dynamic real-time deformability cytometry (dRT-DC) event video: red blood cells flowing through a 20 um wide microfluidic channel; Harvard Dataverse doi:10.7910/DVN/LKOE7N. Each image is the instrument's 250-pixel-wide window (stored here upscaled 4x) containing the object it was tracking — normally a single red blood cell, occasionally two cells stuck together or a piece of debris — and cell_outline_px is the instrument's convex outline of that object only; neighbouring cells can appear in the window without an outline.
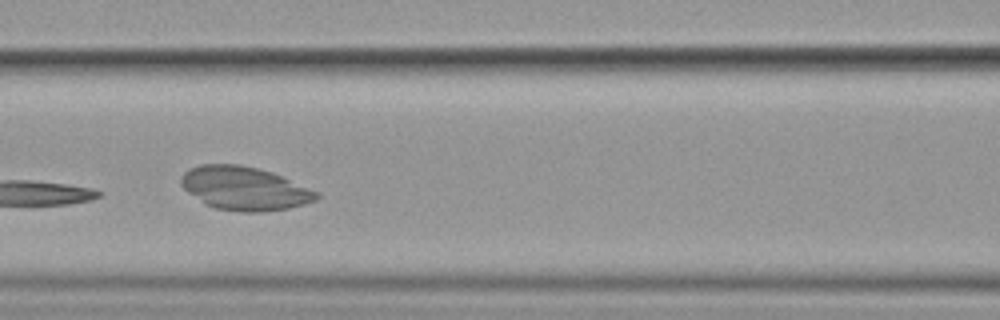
{"species": "common noctule bat (a hibernating species)", "species_latin": "Nyctalus noctula", "temperature_condition": "cold", "stored_images_in_passage": 7, "camera_frame_rate_fps": 3000, "um_per_image_px": 0.085, "animal": {"sex": "female", "body_mass_g": 19.9}, "frame": {"image": 1, "passage_image": 6, "time_ms": 5.667, "image_size_px": [1000, 320], "cell_outline_px": [[320, 196], [316, 200], [304, 204], [288, 208], [260, 212], [240, 212], [216, 208], [204, 204], [188, 192], [180, 184], [180, 176], [184, 172], [200, 164], [240, 164], [272, 172], [320, 192]], "centroid_in_image_um": [20.78, 16.01], "position_along_channel_um": 145.8, "area_um2": 34.39}}
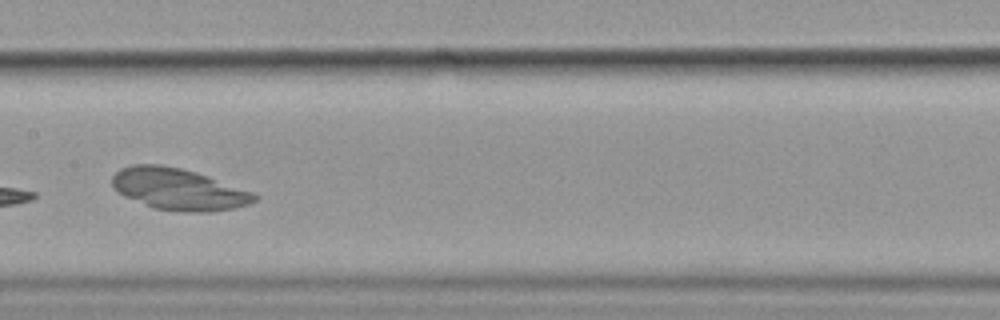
{"frame": {"image": 2, "passage_image": 7, "time_ms": 7.0, "image_size_px": [1000, 320], "cell_outline_px": [[260, 196], [256, 200], [248, 204], [236, 208], [208, 212], [184, 212], [152, 208], [124, 196], [116, 192], [112, 188], [112, 176], [120, 168], [132, 164], [160, 164], [180, 168], [196, 172], [256, 192]], "centroid_in_image_um": [15.18, 16.08], "position_along_channel_um": 192.2, "area_um2": 34.97}}